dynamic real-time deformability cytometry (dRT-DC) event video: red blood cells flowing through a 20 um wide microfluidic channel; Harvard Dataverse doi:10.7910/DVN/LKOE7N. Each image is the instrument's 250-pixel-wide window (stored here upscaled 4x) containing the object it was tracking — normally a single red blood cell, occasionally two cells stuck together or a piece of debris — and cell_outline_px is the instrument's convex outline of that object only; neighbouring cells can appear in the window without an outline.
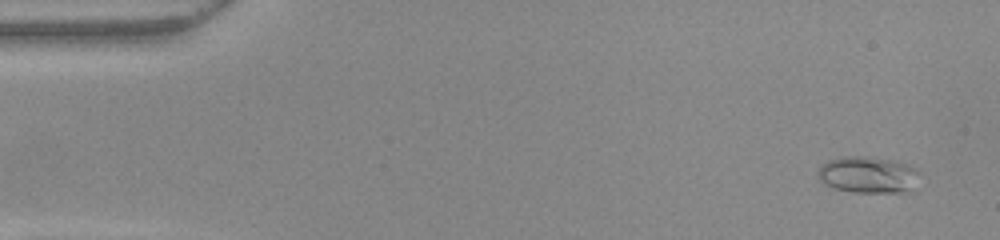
{"species": "common noctule bat (a hibernating species)", "species_latin": "Nyctalus noctula", "temperature_condition": "warm", "stored_images_in_passage": 52, "camera_frame_rate_fps": 3000, "um_per_image_px": 0.085, "animal": {"sex": "female", "body_mass_g": 22.0, "forearm_length_mm": 56.7}, "frame": {"image": 1, "passage_image": 3, "time_ms": 0.667, "image_size_px": [1000, 240], "cell_outline_px": [[920, 172], [912, 192], [852, 192], [836, 188], [824, 184], [816, 176], [816, 172], [820, 164], [828, 160], [844, 156], [868, 156], [900, 160], [916, 168]], "centroid_in_image_um": [73.79, 14.83], "position_along_channel_um": 11.2, "area_um2": 22.31}}
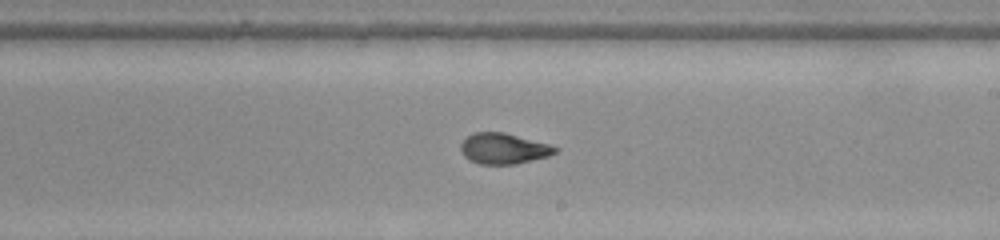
{"frame": {"image": 2, "passage_image": 30, "time_ms": 9.667, "image_size_px": [1000, 240], "cell_outline_px": [[560, 148], [556, 152], [548, 156], [516, 164], [480, 164], [468, 160], [464, 156], [460, 148], [460, 144], [472, 132], [504, 132], [548, 144]], "centroid_in_image_um": [42.78, 12.63], "position_along_channel_um": 246.2, "area_um2": 16.88}}
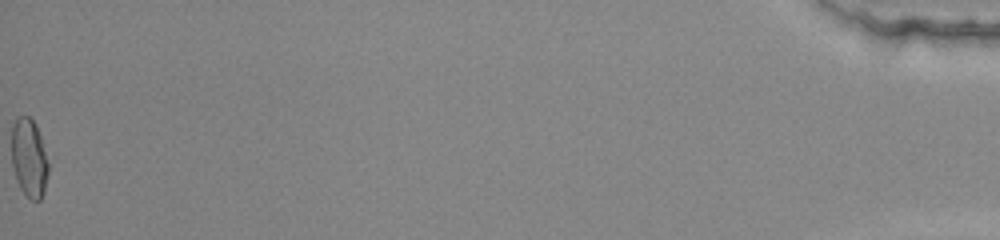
{"frame": {"image": 3, "passage_image": 52, "time_ms": 17.0, "image_size_px": [1000, 240], "cell_outline_px": [[48, 176], [44, 192], [40, 200], [32, 200], [20, 188], [16, 180], [12, 164], [12, 124], [20, 116], [28, 116], [36, 124], [40, 136], [48, 164]], "centroid_in_image_um": [2.47, 13.44], "position_along_channel_um": 432.7, "area_um2": 16.65}, "authors_computed_cell_mechanics": {"area_um2": 17.1955, "velocity_mm_per_s": 3.9975, "shape_relaxation_time_tau1_ms": 4.1784, "shape_relaxation_time_tau2_ms": 1.9133, "deformation_change_tau1": 0.1875, "deformation_change_tau2": 0.0866}}